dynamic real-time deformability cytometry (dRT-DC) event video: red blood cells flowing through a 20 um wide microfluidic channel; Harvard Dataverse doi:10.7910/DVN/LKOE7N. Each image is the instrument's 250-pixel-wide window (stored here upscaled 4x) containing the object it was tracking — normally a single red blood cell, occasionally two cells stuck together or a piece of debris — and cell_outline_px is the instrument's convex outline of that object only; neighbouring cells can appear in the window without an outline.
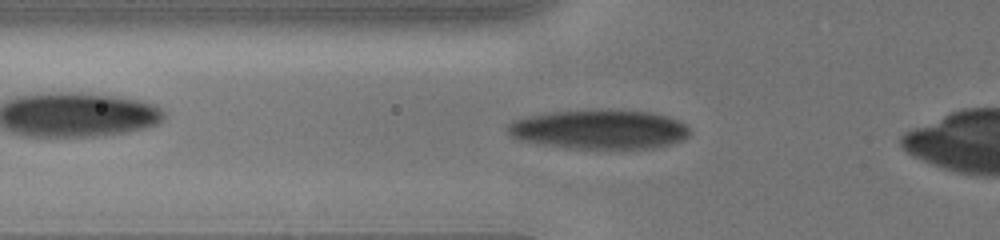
{"species": "human", "species_latin": "Homo sapiens", "temperature_condition": "cold", "stored_images_in_passage": 8, "camera_frame_rate_fps": 3000, "um_per_image_px": 0.085, "donor": {"sex": "male"}, "frame": {"image": 1, "passage_image": 3, "time_ms": 1.333, "image_size_px": [1000, 240], "cell_outline_px": [[692, 132], [684, 140], [672, 144], [652, 148], [564, 148], [524, 140], [512, 136], [504, 128], [512, 120], [544, 112], [592, 108], [600, 108], [652, 112], [668, 116], [680, 120]], "centroid_in_image_um": [50.97, 10.96], "position_along_channel_um": 74.8, "area_um2": 42.54}}
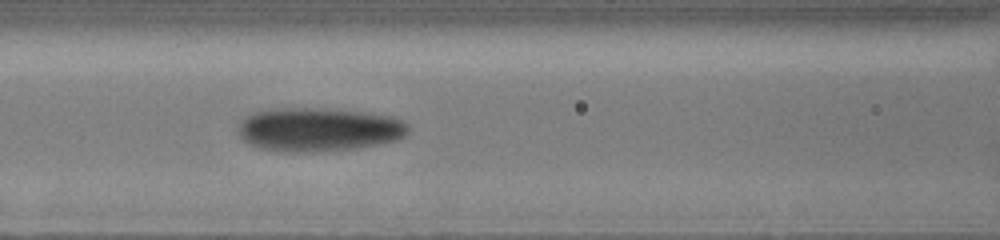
{"frame": {"image": 2, "passage_image": 6, "time_ms": 3.0, "image_size_px": [1000, 240], "cell_outline_px": [[408, 132], [404, 136], [396, 140], [356, 148], [312, 152], [276, 152], [260, 148], [244, 140], [240, 136], [240, 124], [252, 112], [276, 108], [312, 108], [360, 112], [388, 116], [400, 120], [408, 124]], "centroid_in_image_um": [27.06, 11.02], "position_along_channel_um": 139.5, "area_um2": 42.77}}
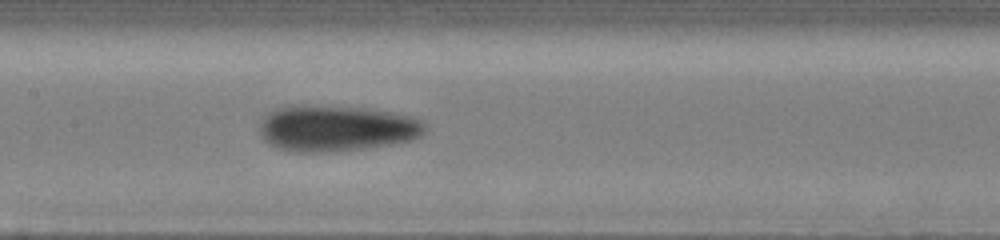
{"frame": {"image": 3, "passage_image": 8, "time_ms": 4.0, "image_size_px": [1000, 240], "cell_outline_px": [[428, 128], [420, 136], [408, 140], [392, 144], [364, 148], [332, 152], [296, 152], [276, 148], [260, 132], [260, 124], [264, 116], [268, 112], [276, 108], [296, 104], [312, 104], [368, 108], [392, 112], [424, 120]], "centroid_in_image_um": [28.6, 10.88], "position_along_channel_um": 178.8, "area_um2": 44.8}}